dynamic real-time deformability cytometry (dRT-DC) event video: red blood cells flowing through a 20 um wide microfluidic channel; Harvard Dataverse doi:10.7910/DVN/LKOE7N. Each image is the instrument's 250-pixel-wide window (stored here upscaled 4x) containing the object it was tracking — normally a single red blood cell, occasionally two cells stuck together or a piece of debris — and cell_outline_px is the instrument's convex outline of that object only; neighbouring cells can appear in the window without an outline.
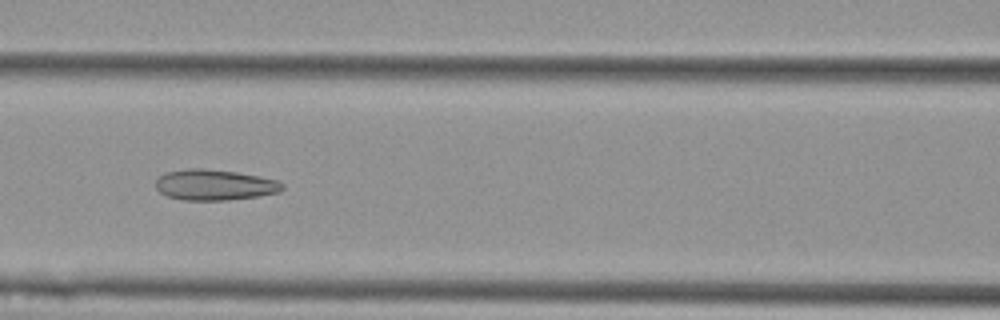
{"species": "Egyptian fruit bat (a non-hibernating species)", "species_latin": "Rousettus aegyptiacus", "temperature_condition": "cold", "stored_images_in_passage": 10, "camera_frame_rate_fps": 3000, "um_per_image_px": 0.085, "animal": {"sex": "female"}, "frame": {"image": 1, "passage_image": 6, "time_ms": 1.667, "image_size_px": [1000, 320], "cell_outline_px": [[284, 188], [280, 192], [256, 196], [228, 200], [184, 200], [168, 196], [160, 192], [156, 188], [156, 180], [160, 176], [168, 172], [188, 168], [204, 168], [236, 172], [260, 176], [276, 180], [284, 184]], "centroid_in_image_um": [18.25, 15.71], "position_along_channel_um": 148.3, "area_um2": 22.6}}
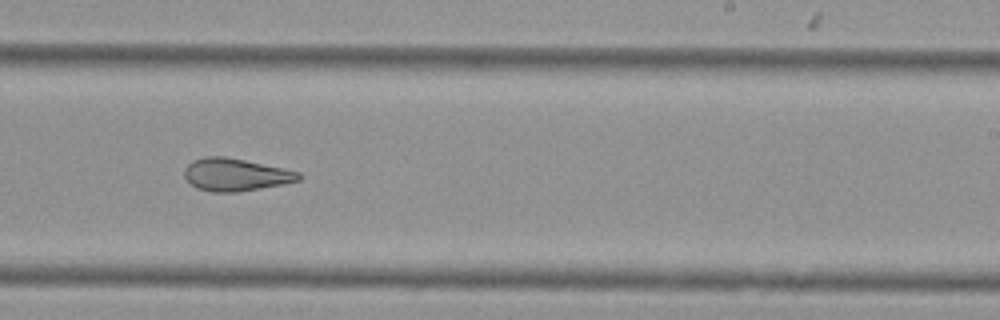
{"frame": {"image": 2, "passage_image": 9, "time_ms": 2.667, "image_size_px": [1000, 320], "cell_outline_px": [[304, 176], [300, 180], [284, 184], [236, 192], [212, 192], [196, 188], [184, 176], [184, 168], [192, 160], [204, 156], [224, 156], [244, 160], [300, 172]], "centroid_in_image_um": [20.01, 14.84], "position_along_channel_um": 269.0, "area_um2": 21.68}}
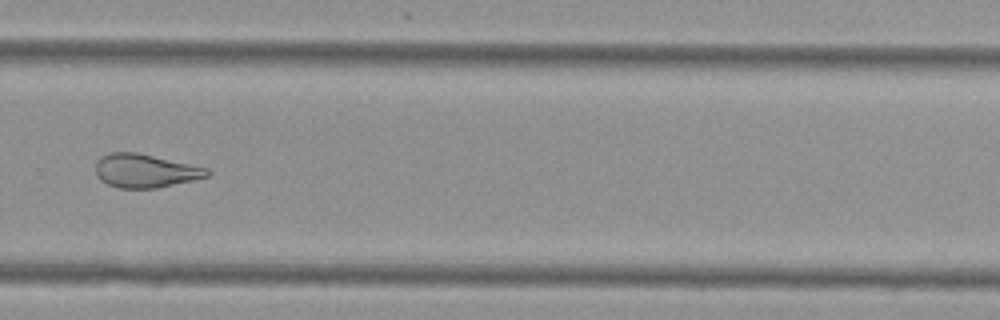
{"frame": {"image": 3, "passage_image": 10, "time_ms": 3.0, "image_size_px": [1000, 320], "cell_outline_px": [[212, 172], [208, 176], [192, 180], [156, 188], [120, 188], [108, 184], [100, 180], [96, 176], [96, 164], [100, 156], [108, 152], [136, 152], [208, 168]], "centroid_in_image_um": [12.32, 14.51], "position_along_channel_um": 317.5, "area_um2": 21.73}}